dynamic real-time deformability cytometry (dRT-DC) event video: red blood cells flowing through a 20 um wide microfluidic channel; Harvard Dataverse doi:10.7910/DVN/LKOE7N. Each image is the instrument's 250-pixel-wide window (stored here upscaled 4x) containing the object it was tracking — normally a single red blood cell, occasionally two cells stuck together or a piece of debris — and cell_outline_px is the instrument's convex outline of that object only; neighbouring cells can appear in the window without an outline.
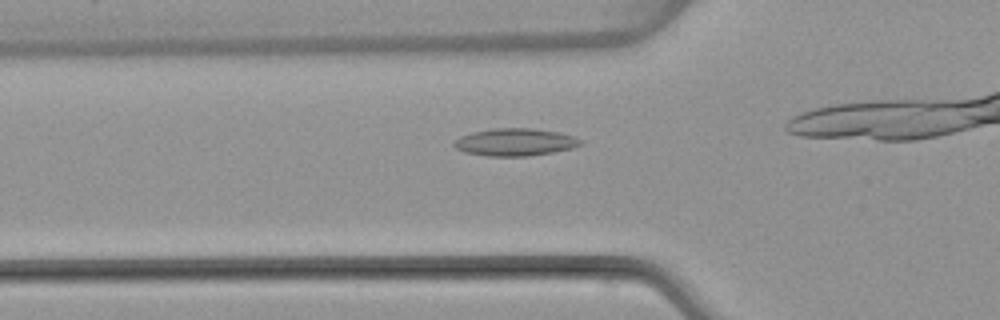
{"species": "common noctule bat (a hibernating species)", "species_latin": "Nyctalus noctula", "temperature_condition": "warm", "stored_images_in_passage": 33, "camera_frame_rate_fps": 3000, "um_per_image_px": 0.085, "animal": {"sex": "female", "body_mass_g": 22.7, "forearm_length_mm": 54.2}, "frame": {"image": 1, "passage_image": 10, "time_ms": 3.0, "image_size_px": [1000, 320], "cell_outline_px": [[584, 144], [572, 148], [552, 152], [528, 156], [488, 156], [464, 152], [456, 148], [452, 144], [460, 136], [472, 132], [492, 128], [532, 128], [560, 132], [584, 140]], "centroid_in_image_um": [43.8, 12.07], "position_along_channel_um": 82.0, "area_um2": 20.35}}
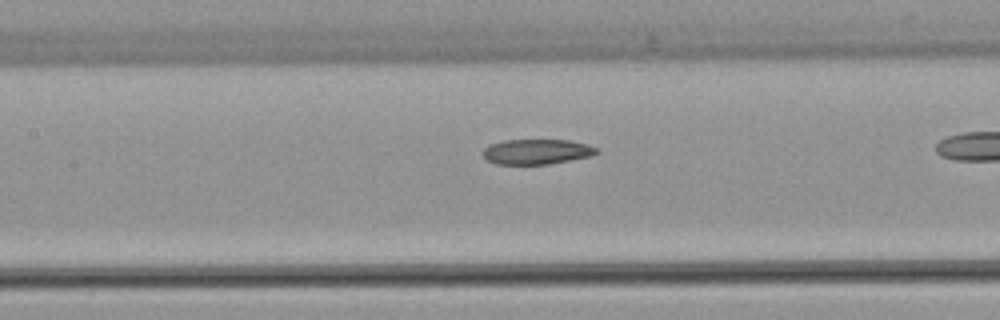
{"frame": {"image": 2, "passage_image": 16, "time_ms": 5.0, "image_size_px": [1000, 320], "cell_outline_px": [[600, 152], [592, 156], [548, 164], [496, 164], [488, 160], [480, 152], [488, 144], [504, 140], [568, 140], [588, 144], [600, 148]], "centroid_in_image_um": [45.64, 12.89], "position_along_channel_um": 161.8, "area_um2": 16.88}}
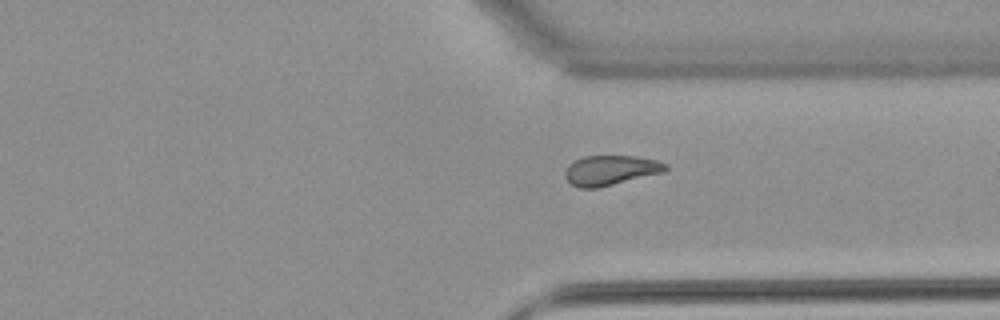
{"frame": {"image": 3, "passage_image": 31, "time_ms": 10.0, "image_size_px": [1000, 320], "cell_outline_px": [[668, 168], [664, 172], [596, 188], [580, 188], [572, 184], [564, 176], [564, 172], [568, 164], [584, 156], [636, 156], [656, 160], [668, 164]], "centroid_in_image_um": [51.9, 14.46], "position_along_channel_um": 359.5, "area_um2": 17.4}}